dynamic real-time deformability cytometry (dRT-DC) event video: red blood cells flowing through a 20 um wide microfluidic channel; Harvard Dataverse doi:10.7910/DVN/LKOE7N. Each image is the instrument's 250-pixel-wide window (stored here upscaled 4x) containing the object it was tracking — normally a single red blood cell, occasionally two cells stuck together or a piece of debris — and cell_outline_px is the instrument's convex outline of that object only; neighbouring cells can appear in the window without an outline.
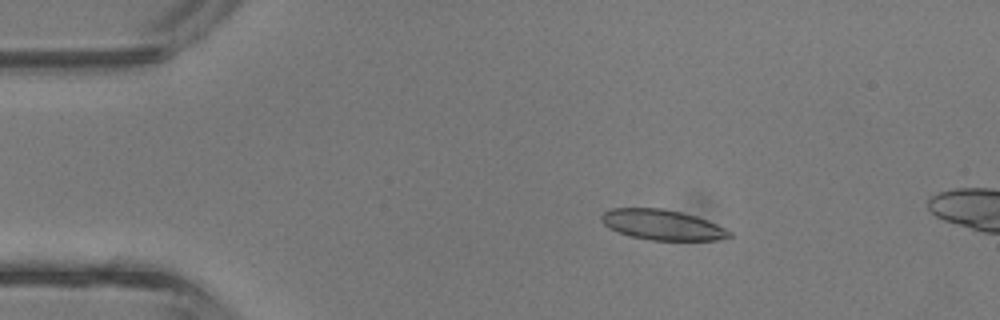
{"species": "common noctule bat (a hibernating species)", "species_latin": "Nyctalus noctula", "temperature_condition": "room temperature", "stored_images_in_passage": 4, "camera_frame_rate_fps": 3000, "um_per_image_px": 0.085, "animal": {"sex": "male", "body_mass_g": 13.3}, "frame": {"image": 1, "passage_image": 2, "time_ms": 0.333, "image_size_px": [1000, 320], "cell_outline_px": [[732, 236], [716, 240], [652, 240], [628, 236], [608, 228], [600, 220], [600, 216], [604, 212], [612, 208], [660, 208], [680, 212], [696, 216], [708, 220], [732, 232]], "centroid_in_image_um": [56.26, 19.11], "position_along_channel_um": 28.7, "area_um2": 22.6}}